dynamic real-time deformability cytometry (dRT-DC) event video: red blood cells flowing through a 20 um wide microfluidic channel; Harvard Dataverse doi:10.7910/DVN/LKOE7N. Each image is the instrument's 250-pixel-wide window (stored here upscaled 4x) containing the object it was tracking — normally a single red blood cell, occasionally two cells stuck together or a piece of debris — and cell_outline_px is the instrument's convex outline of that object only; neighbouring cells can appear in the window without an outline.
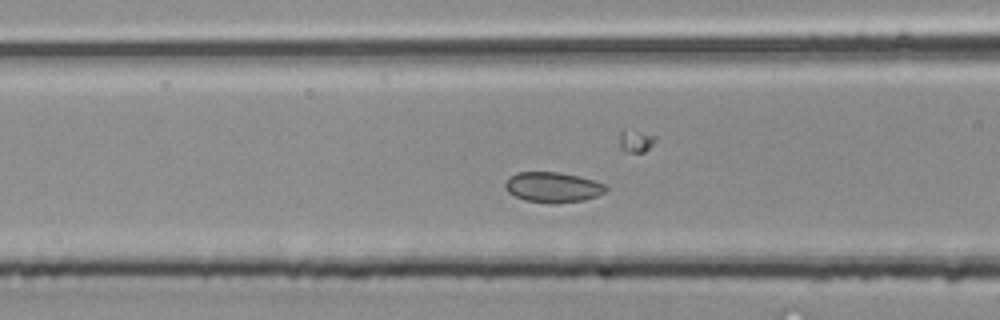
{"species": "common noctule bat (a hibernating species)", "species_latin": "Nyctalus noctula", "temperature_condition": "room temperature", "stored_images_in_passage": 30, "camera_frame_rate_fps": 3000, "um_per_image_px": 0.085, "animal": {"sex": "male", "body_mass_g": 20.4}, "frame": {"image": 1, "passage_image": 3, "time_ms": 0.667, "image_size_px": [1000, 320], "cell_outline_px": [[608, 188], [604, 192], [596, 196], [584, 200], [552, 204], [548, 204], [524, 200], [508, 192], [504, 188], [504, 184], [508, 176], [516, 172], [560, 172], [608, 184]], "centroid_in_image_um": [46.96, 15.92], "position_along_channel_um": 119.6, "area_um2": 17.98}}
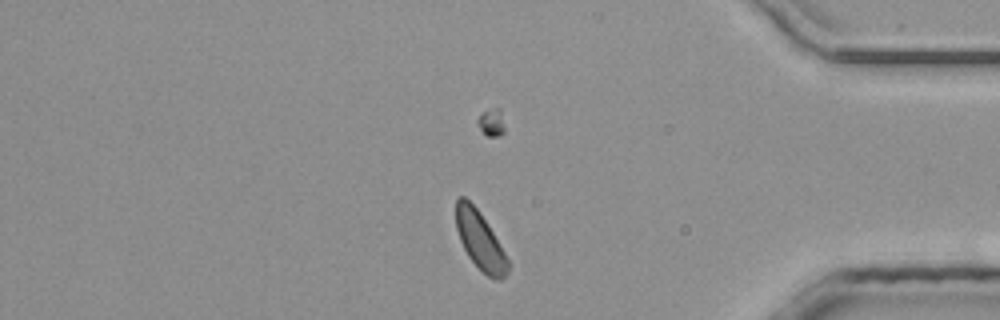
{"frame": {"image": 2, "passage_image": 23, "time_ms": 7.333, "image_size_px": [1000, 320], "cell_outline_px": [[508, 272], [500, 280], [492, 280], [468, 256], [460, 240], [456, 228], [456, 200], [460, 196], [464, 196], [480, 212], [488, 224], [504, 252], [508, 260]], "centroid_in_image_um": [40.79, 20.44], "position_along_channel_um": 394.4, "area_um2": 17.22}}
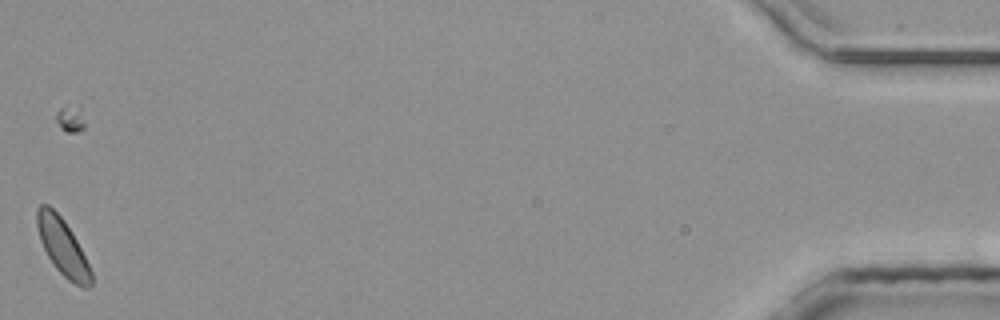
{"frame": {"image": 3, "passage_image": 30, "time_ms": 9.667, "image_size_px": [1000, 320], "cell_outline_px": [[92, 284], [88, 288], [84, 288], [68, 280], [56, 268], [48, 256], [40, 240], [36, 224], [36, 208], [40, 204], [48, 204], [64, 220], [72, 232], [92, 272]], "centroid_in_image_um": [5.3, 20.97], "position_along_channel_um": 429.9, "area_um2": 17.63}}